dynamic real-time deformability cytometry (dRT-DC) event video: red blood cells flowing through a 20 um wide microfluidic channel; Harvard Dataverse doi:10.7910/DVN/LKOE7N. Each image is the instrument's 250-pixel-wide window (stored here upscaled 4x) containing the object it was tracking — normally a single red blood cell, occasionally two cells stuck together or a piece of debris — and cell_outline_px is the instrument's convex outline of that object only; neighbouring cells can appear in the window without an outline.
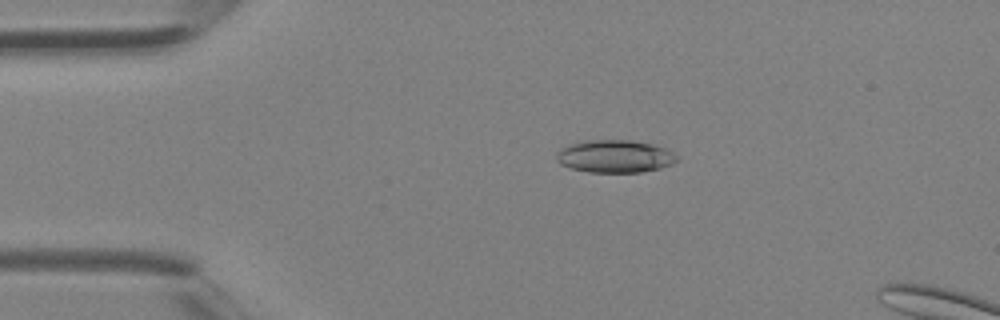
{"species": "Egyptian fruit bat (a non-hibernating species)", "species_latin": "Rousettus aegyptiacus", "temperature_condition": "room temperature", "stored_images_in_passage": 41, "camera_frame_rate_fps": 3000, "um_per_image_px": 0.085, "animal": {"sex": "female"}, "frame": {"image": 1, "passage_image": 9, "time_ms": 2.667, "image_size_px": [1000, 320], "cell_outline_px": [[680, 156], [672, 164], [660, 168], [640, 172], [588, 172], [572, 168], [560, 164], [556, 160], [556, 152], [560, 148], [584, 140], [632, 140], [656, 144]], "centroid_in_image_um": [52.27, 13.28], "position_along_channel_um": 32.7, "area_um2": 23.06}}
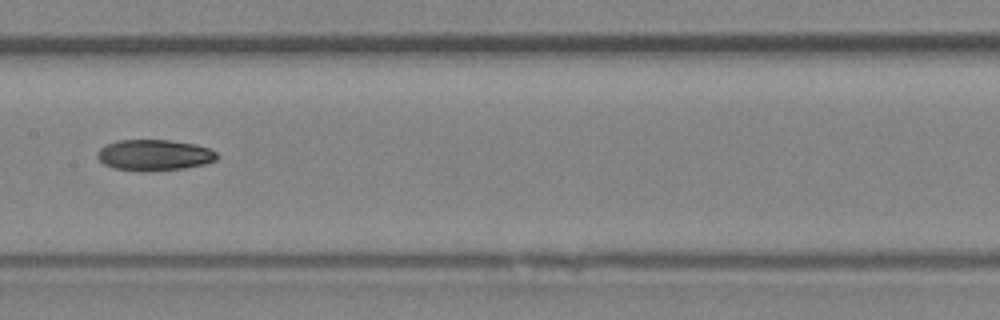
{"frame": {"image": 2, "passage_image": 21, "time_ms": 6.667, "image_size_px": [1000, 320], "cell_outline_px": [[220, 156], [216, 160], [204, 164], [184, 168], [152, 172], [144, 172], [112, 168], [104, 164], [96, 156], [96, 152], [104, 144], [116, 140], [168, 140], [196, 144], [208, 148], [216, 152]], "centroid_in_image_um": [13.09, 13.19], "position_along_channel_um": 194.3, "area_um2": 22.02}}
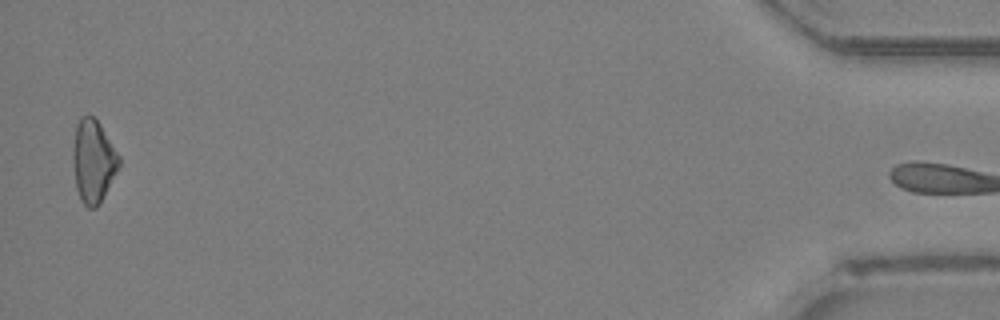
{"frame": {"image": 3, "passage_image": 40, "time_ms": 13.0, "image_size_px": [1000, 320], "cell_outline_px": [[120, 164], [116, 172], [96, 208], [88, 208], [80, 200], [76, 188], [72, 160], [72, 148], [76, 124], [80, 116], [92, 116], [100, 124], [120, 156]], "centroid_in_image_um": [7.89, 13.68], "position_along_channel_um": 427.3, "area_um2": 22.14}}